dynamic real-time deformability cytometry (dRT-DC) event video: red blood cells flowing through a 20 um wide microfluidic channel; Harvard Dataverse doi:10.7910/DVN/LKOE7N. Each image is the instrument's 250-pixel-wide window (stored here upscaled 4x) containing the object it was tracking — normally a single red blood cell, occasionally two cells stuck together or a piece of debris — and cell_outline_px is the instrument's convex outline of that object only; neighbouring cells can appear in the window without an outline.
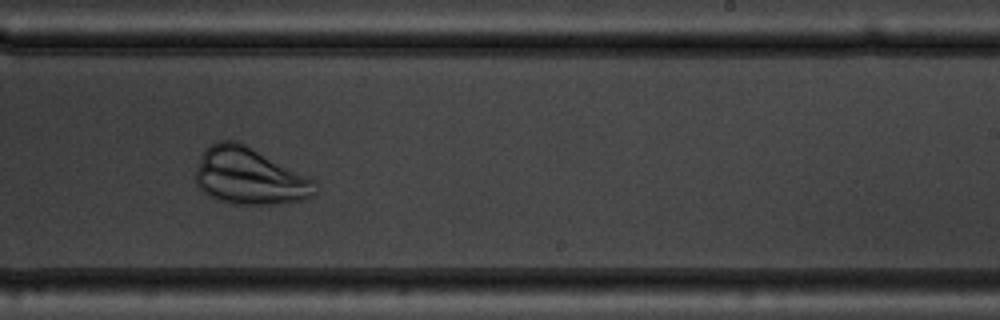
{"species": "common noctule bat (a hibernating species)", "species_latin": "Nyctalus noctula", "temperature_condition": "warm", "stored_images_in_passage": 49, "camera_frame_rate_fps": 3000, "um_per_image_px": 0.085, "animal": {"sex": "male", "body_mass_g": 19.5, "forearm_length_mm": 54.6}, "frame": {"image": 1, "passage_image": 29, "time_ms": 9.333, "image_size_px": [1000, 320], "cell_outline_px": [[316, 192], [312, 196], [304, 200], [272, 204], [232, 204], [216, 200], [208, 196], [196, 184], [196, 168], [200, 156], [204, 148], [220, 140], [236, 140], [316, 180]], "centroid_in_image_um": [21.18, 14.99], "position_along_channel_um": 267.8, "area_um2": 39.59}}
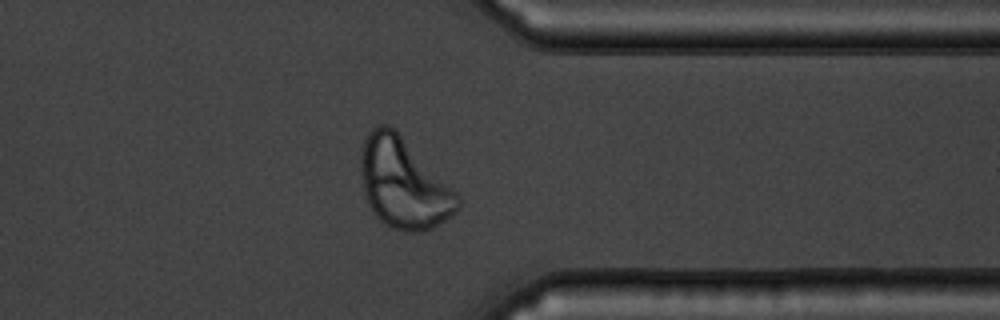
{"frame": {"image": 2, "passage_image": 38, "time_ms": 12.333, "image_size_px": [1000, 320], "cell_outline_px": [[460, 208], [456, 212], [432, 228], [420, 232], [404, 232], [392, 228], [384, 224], [372, 212], [368, 204], [364, 192], [360, 168], [360, 160], [364, 140], [368, 132], [372, 128], [380, 124], [388, 124], [460, 196]], "centroid_in_image_um": [34.27, 15.64], "position_along_channel_um": 377.1, "area_um2": 50.11}}